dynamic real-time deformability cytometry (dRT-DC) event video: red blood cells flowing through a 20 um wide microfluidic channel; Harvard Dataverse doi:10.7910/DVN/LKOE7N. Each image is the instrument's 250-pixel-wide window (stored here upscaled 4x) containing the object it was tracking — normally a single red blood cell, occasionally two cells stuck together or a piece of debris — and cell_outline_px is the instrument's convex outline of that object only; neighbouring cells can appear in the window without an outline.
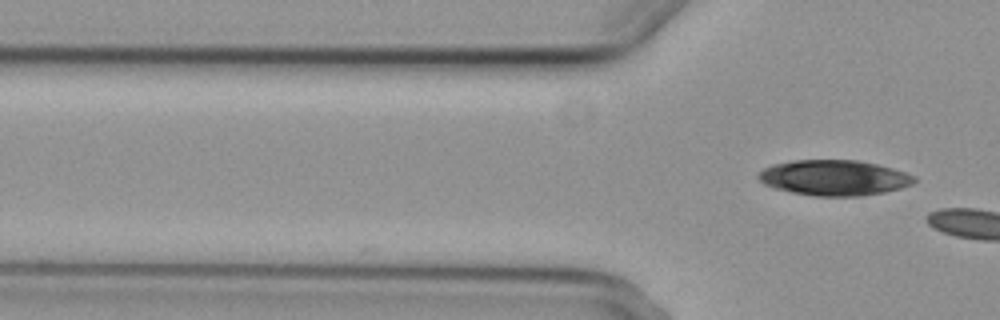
{"species": "common noctule bat (a hibernating species)", "species_latin": "Nyctalus noctula", "temperature_condition": "cold", "stored_images_in_passage": 5, "camera_frame_rate_fps": 3000, "um_per_image_px": 0.085, "animal": {"sex": "female", "body_mass_g": 29.2, "forearm_length_mm": 56.3}, "frame": {"image": 1, "passage_image": 5, "time_ms": 5.0, "image_size_px": [1000, 320], "cell_outline_px": [[916, 180], [912, 184], [900, 188], [884, 192], [860, 196], [812, 196], [792, 192], [776, 188], [764, 184], [756, 176], [764, 168], [772, 164], [792, 160], [856, 160], [876, 164], [892, 168], [916, 176]], "centroid_in_image_um": [70.89, 15.11], "position_along_channel_um": 54.9, "area_um2": 32.14}}